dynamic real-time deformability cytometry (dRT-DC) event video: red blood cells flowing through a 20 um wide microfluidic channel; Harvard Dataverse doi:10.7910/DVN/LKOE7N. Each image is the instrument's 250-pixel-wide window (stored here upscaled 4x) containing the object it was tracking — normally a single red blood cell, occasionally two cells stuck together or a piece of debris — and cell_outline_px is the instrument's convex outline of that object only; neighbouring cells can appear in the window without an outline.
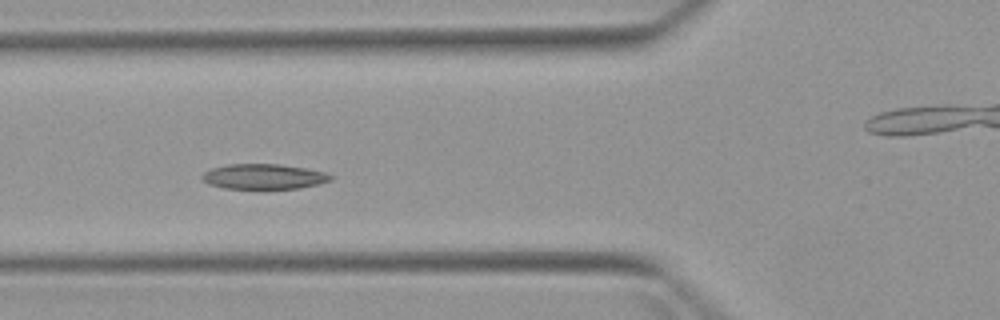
{"species": "Egyptian fruit bat (a non-hibernating species)", "species_latin": "Rousettus aegyptiacus", "temperature_condition": "warm", "stored_images_in_passage": 5, "segment_of_instrument_passage": [1, 2], "camera_frame_rate_fps": 3000, "um_per_image_px": 0.085, "animal": {"sex": "female"}, "frame": {"image": 1, "passage_image": 3, "time_ms": 3.333, "image_size_px": [1000, 320], "cell_outline_px": [[332, 180], [300, 188], [260, 192], [224, 188], [208, 184], [200, 180], [200, 176], [204, 172], [212, 168], [228, 164], [280, 164], [304, 168], [324, 172], [332, 176]], "centroid_in_image_um": [22.35, 15.06], "position_along_channel_um": 103.5, "area_um2": 19.83}}
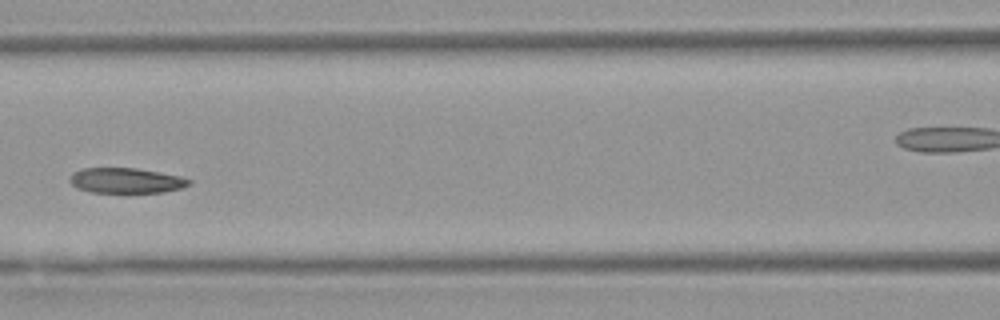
{"frame": {"image": 2, "passage_image": 4, "time_ms": 4.667, "image_size_px": [1000, 320], "cell_outline_px": [[192, 184], [180, 188], [164, 192], [92, 192], [76, 188], [68, 180], [72, 172], [84, 168], [136, 168], [160, 172], [180, 176], [192, 180]], "centroid_in_image_um": [10.71, 15.34], "position_along_channel_um": 155.9, "area_um2": 17.57}}